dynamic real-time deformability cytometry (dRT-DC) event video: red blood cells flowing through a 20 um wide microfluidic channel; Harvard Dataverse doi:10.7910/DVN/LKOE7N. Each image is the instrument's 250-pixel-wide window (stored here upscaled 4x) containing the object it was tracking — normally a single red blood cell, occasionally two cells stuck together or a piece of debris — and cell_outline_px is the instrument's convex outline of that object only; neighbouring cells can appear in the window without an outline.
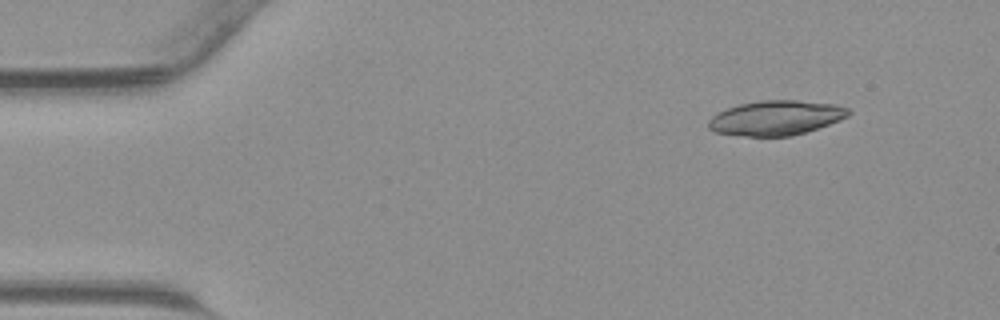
{"species": "common noctule bat (a hibernating species)", "species_latin": "Nyctalus noctula", "temperature_condition": "warm", "stored_images_in_passage": 30, "segment_of_instrument_passage": [1, 2], "camera_frame_rate_fps": 3000, "um_per_image_px": 0.085, "animal": {"sex": "male", "body_mass_g": 23.1, "forearm_length_mm": 52.7}, "frame": {"image": 1, "passage_image": 1, "time_ms": 0.0, "image_size_px": [1000, 320], "cell_outline_px": [[852, 112], [848, 116], [840, 120], [792, 136], [744, 136], [716, 132], [708, 128], [708, 120], [712, 116], [728, 108], [740, 104], [760, 100], [800, 100], [836, 104], [848, 108]], "centroid_in_image_um": [65.97, 10.01], "position_along_channel_um": 19.0, "area_um2": 28.21}}